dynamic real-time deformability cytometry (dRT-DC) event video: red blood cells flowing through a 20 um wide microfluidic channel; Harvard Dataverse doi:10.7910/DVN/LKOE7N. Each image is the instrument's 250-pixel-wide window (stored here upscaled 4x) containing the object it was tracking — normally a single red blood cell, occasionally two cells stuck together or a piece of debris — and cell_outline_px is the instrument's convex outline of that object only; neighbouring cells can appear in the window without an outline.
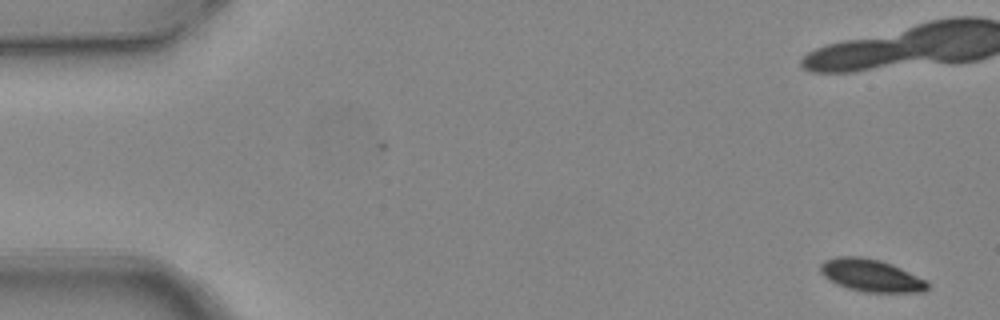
{"species": "common noctule bat (a hibernating species)", "species_latin": "Nyctalus noctula", "temperature_condition": "warm", "stored_images_in_passage": 5, "segment_of_instrument_passage": [2, 2], "camera_frame_rate_fps": 3000, "um_per_image_px": 0.085, "animal": {"sex": "female", "body_mass_g": 24.6, "forearm_length_mm": 56.2}, "frame": {"image": 1, "passage_image": 5, "time_ms": 1.333, "image_size_px": [1000, 320], "cell_outline_px": [[928, 288], [924, 292], [864, 292], [848, 288], [836, 284], [824, 276], [820, 272], [820, 264], [824, 260], [836, 256], [860, 256], [880, 260], [892, 264], [924, 280], [928, 284]], "centroid_in_image_um": [73.99, 23.4], "position_along_channel_um": 11.0, "area_um2": 20.11}}